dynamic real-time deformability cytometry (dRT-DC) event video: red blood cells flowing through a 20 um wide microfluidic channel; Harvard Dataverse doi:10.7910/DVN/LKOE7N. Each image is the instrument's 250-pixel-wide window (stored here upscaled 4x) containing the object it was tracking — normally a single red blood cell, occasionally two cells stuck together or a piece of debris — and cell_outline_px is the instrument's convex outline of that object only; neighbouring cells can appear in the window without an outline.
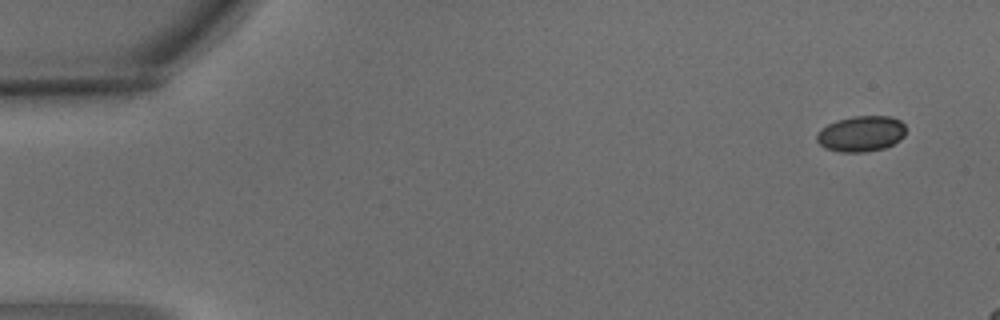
{"species": "common noctule bat (a hibernating species)", "species_latin": "Nyctalus noctula", "temperature_condition": "warm", "stored_images_in_passage": 4, "camera_frame_rate_fps": 3000, "um_per_image_px": 0.085, "animal": {"sex": "male", "body_mass_g": 15.6}, "frame": {"image": 1, "passage_image": 1, "time_ms": 0.0, "image_size_px": [1000, 320], "cell_outline_px": [[904, 136], [900, 140], [884, 148], [864, 152], [840, 152], [824, 148], [816, 140], [816, 132], [820, 128], [836, 120], [852, 116], [892, 116], [900, 120], [904, 124]], "centroid_in_image_um": [73.16, 11.36], "position_along_channel_um": 11.8, "area_um2": 18.73}}